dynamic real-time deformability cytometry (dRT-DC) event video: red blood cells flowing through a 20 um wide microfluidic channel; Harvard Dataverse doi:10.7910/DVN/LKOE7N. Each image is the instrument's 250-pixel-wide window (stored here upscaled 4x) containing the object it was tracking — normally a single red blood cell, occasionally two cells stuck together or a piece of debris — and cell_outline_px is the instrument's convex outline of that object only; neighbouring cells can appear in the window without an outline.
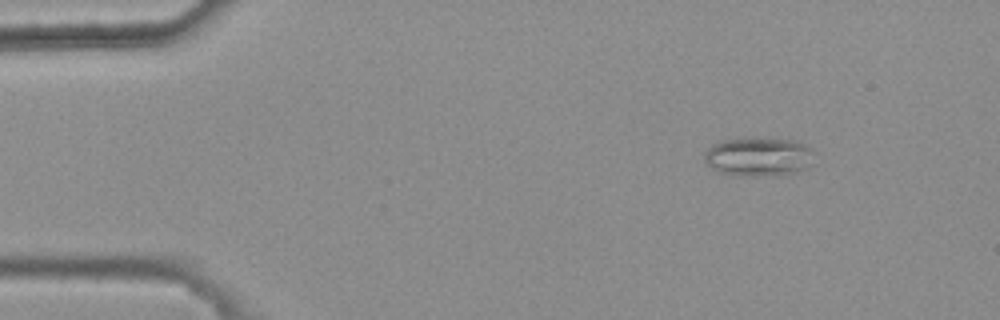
{"species": "common noctule bat (a hibernating species)", "species_latin": "Nyctalus noctula", "temperature_condition": "warm", "stored_images_in_passage": 6, "camera_frame_rate_fps": 3000, "um_per_image_px": 0.085, "animal": {"sex": "female", "body_mass_g": 25.1}, "frame": {"image": 1, "passage_image": 2, "time_ms": 0.333, "image_size_px": [1000, 320], "cell_outline_px": [[808, 168], [796, 172], [744, 176], [732, 176], [720, 172], [712, 168], [704, 160], [704, 156], [708, 148], [712, 144], [720, 140], [752, 136], [792, 140], [804, 144], [808, 148]], "centroid_in_image_um": [64.34, 13.28], "position_along_channel_um": 20.7, "area_um2": 24.62}}